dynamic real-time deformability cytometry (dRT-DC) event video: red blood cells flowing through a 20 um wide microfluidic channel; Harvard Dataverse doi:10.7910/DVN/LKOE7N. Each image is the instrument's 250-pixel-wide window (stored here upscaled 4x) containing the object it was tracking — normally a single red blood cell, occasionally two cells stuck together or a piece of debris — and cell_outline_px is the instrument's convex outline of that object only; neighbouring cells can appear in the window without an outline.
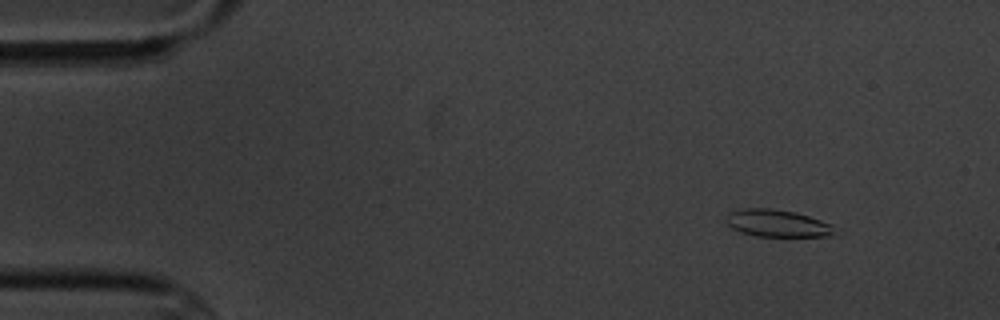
{"species": "common noctule bat (a hibernating species)", "species_latin": "Nyctalus noctula", "temperature_condition": "cold", "stored_images_in_passage": 4, "camera_frame_rate_fps": 3000, "um_per_image_px": 0.085, "animal": {"sex": "male", "body_mass_g": 20.1, "forearm_length_mm": 53.5}, "frame": {"image": 1, "passage_image": 2, "time_ms": 1.0, "image_size_px": [1000, 320], "cell_outline_px": [[844, 232], [832, 236], [756, 236], [740, 232], [732, 228], [724, 220], [728, 212], [744, 208], [772, 208], [796, 212], [832, 224]], "centroid_in_image_um": [66.15, 18.98], "position_along_channel_um": 18.9, "area_um2": 17.69}}